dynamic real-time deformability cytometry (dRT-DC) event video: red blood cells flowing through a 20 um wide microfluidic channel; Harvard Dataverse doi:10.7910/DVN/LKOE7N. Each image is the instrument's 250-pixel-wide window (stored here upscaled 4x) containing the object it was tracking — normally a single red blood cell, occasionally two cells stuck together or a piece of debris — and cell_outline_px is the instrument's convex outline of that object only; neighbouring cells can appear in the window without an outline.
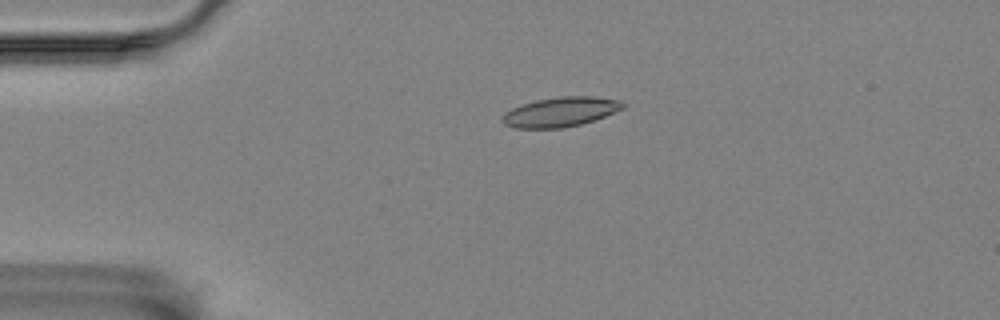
{"species": "Egyptian fruit bat (a non-hibernating species)", "species_latin": "Rousettus aegyptiacus", "temperature_condition": "room temperature", "stored_images_in_passage": 5, "camera_frame_rate_fps": 3000, "um_per_image_px": 0.085, "animal": {"sex": "female"}, "frame": {"image": 1, "passage_image": 4, "time_ms": 3.667, "image_size_px": [1000, 320], "cell_outline_px": [[624, 108], [604, 116], [580, 124], [564, 128], [516, 128], [504, 124], [500, 120], [504, 112], [520, 104], [536, 100], [560, 96], [596, 96], [620, 100], [624, 104]], "centroid_in_image_um": [47.6, 9.5], "position_along_channel_um": 37.4, "area_um2": 20.87}}